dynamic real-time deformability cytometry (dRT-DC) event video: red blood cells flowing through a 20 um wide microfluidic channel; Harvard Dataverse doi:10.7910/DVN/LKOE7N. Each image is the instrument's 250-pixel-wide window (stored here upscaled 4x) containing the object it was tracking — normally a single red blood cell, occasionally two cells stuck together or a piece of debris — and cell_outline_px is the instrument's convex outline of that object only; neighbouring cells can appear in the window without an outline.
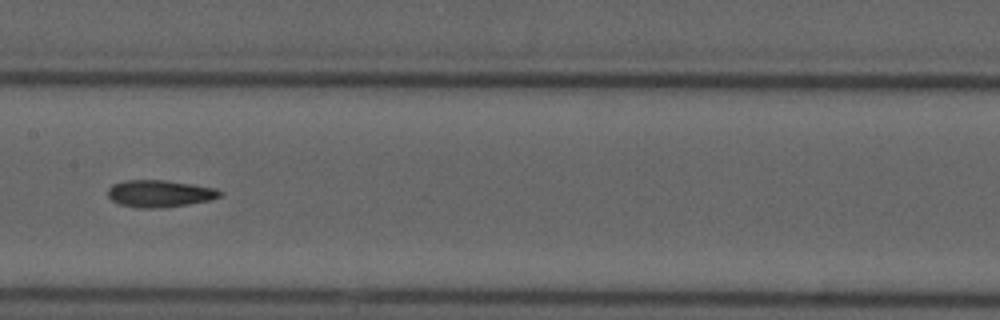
{"species": "common noctule bat (a hibernating species)", "species_latin": "Nyctalus noctula", "temperature_condition": "cold", "stored_images_in_passage": 12, "camera_frame_rate_fps": 3000, "um_per_image_px": 0.085, "animal": {"sex": "male", "forearm_length_mm": 52.5}, "frame": {"image": 1, "passage_image": 6, "time_ms": 8.333, "image_size_px": [1000, 320], "cell_outline_px": [[224, 192], [220, 196], [212, 200], [188, 204], [160, 208], [136, 208], [120, 204], [112, 200], [108, 196], [108, 188], [112, 184], [124, 180], [164, 180], [216, 188]], "centroid_in_image_um": [13.57, 16.45], "position_along_channel_um": 193.8, "area_um2": 17.74}}
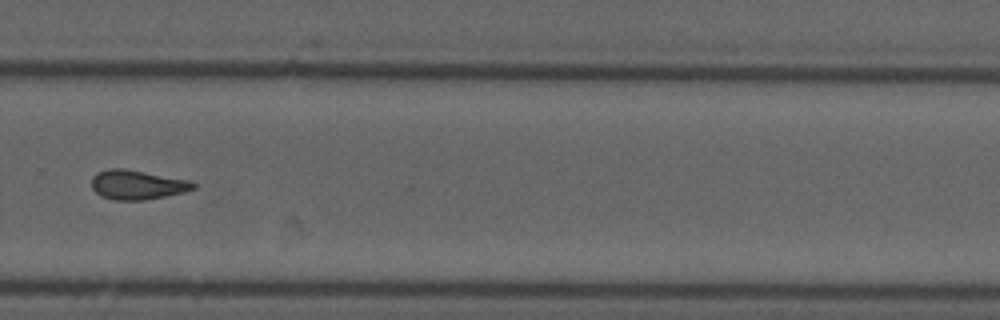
{"frame": {"image": 2, "passage_image": 9, "time_ms": 11.667, "image_size_px": [1000, 320], "cell_outline_px": [[196, 188], [184, 192], [144, 200], [116, 200], [100, 196], [92, 188], [92, 176], [96, 172], [112, 168], [124, 168], [192, 180], [196, 184]], "centroid_in_image_um": [11.68, 15.69], "position_along_channel_um": 318.1, "area_um2": 17.57}}
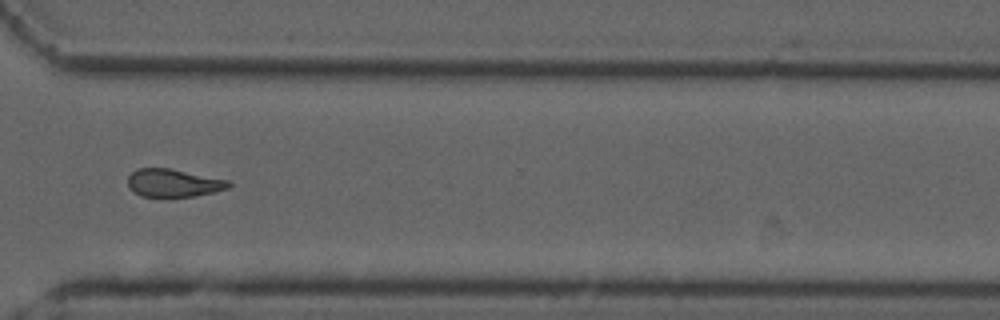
{"frame": {"image": 3, "passage_image": 10, "time_ms": 12.667, "image_size_px": [1000, 320], "cell_outline_px": [[232, 184], [228, 188], [196, 196], [140, 196], [128, 188], [128, 176], [136, 168], [168, 168], [228, 180]], "centroid_in_image_um": [14.7, 15.55], "position_along_channel_um": 355.9, "area_um2": 16.24}, "authors_computed_cell_mechanics": {"area_um2": 17.4845, "velocity_mm_per_s": 3.7537, "shape_relaxation_time_tau1_ms": 6.262, "shape_relaxation_time_tau2_ms": 3.4028, "deformation_change_tau1": 0.1391, "deformation_change_tau2": 0.0925}}